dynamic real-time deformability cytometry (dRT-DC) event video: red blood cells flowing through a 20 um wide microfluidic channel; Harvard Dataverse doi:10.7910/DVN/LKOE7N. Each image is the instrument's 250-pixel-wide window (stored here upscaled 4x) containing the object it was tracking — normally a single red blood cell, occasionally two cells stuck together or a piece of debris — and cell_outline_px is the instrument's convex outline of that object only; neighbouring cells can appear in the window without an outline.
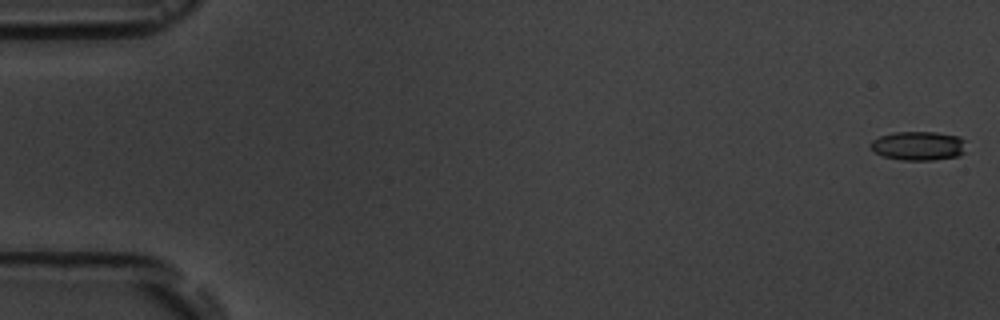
{"species": "common noctule bat (a hibernating species)", "species_latin": "Nyctalus noctula", "temperature_condition": "room temperature", "stored_images_in_passage": 5, "camera_frame_rate_fps": 3000, "um_per_image_px": 0.085, "animal": {"sex": "male", "body_mass_g": 19.5, "forearm_length_mm": 54.6}, "frame": {"image": 1, "passage_image": 1, "time_ms": 0.0, "image_size_px": [1000, 320], "cell_outline_px": [[964, 152], [960, 156], [936, 160], [904, 160], [884, 156], [872, 152], [868, 144], [872, 140], [880, 136], [892, 132], [936, 132], [960, 136], [964, 140]], "centroid_in_image_um": [78.04, 12.39], "position_along_channel_um": 7.0, "area_um2": 16.42}}
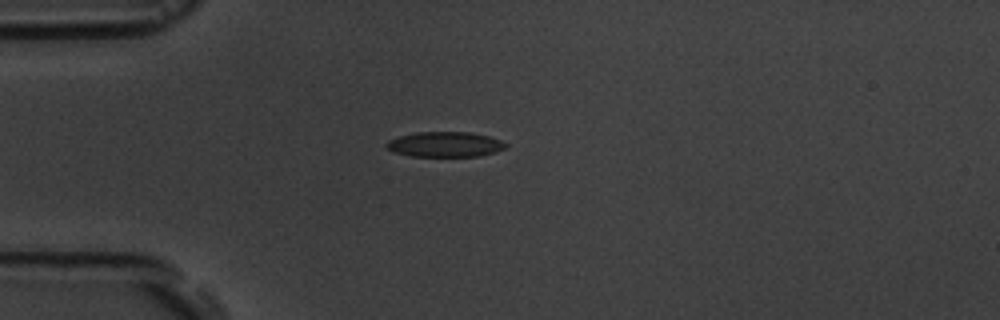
{"frame": {"image": 2, "passage_image": 5, "time_ms": 4.667, "image_size_px": [1000, 320], "cell_outline_px": [[508, 144], [504, 148], [496, 152], [480, 156], [412, 156], [392, 152], [384, 144], [388, 140], [400, 136], [416, 132], [468, 132], [488, 136], [500, 140]], "centroid_in_image_um": [37.81, 12.27], "position_along_channel_um": 47.2, "area_um2": 17.46}}